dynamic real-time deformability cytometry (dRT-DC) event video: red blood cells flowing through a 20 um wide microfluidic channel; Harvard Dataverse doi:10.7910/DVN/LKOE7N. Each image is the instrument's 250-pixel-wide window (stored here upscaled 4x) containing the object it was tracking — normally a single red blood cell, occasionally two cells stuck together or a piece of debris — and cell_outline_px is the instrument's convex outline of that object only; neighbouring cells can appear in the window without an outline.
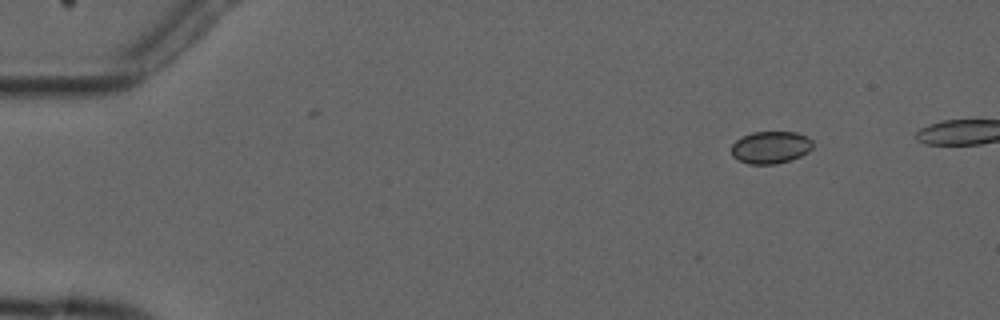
{"species": "common noctule bat (a hibernating species)", "species_latin": "Nyctalus noctula", "temperature_condition": "cold", "stored_images_in_passage": 5, "camera_frame_rate_fps": 3000, "um_per_image_px": 0.085, "animal": {"sex": "male", "forearm_length_mm": 52.5}, "frame": {"image": 1, "passage_image": 2, "time_ms": 2.0, "image_size_px": [1000, 320], "cell_outline_px": [[812, 148], [808, 152], [792, 160], [776, 164], [748, 164], [732, 156], [732, 144], [736, 140], [752, 132], [796, 132], [808, 136], [812, 140]], "centroid_in_image_um": [65.53, 12.53], "position_along_channel_um": 19.5, "area_um2": 15.37}}